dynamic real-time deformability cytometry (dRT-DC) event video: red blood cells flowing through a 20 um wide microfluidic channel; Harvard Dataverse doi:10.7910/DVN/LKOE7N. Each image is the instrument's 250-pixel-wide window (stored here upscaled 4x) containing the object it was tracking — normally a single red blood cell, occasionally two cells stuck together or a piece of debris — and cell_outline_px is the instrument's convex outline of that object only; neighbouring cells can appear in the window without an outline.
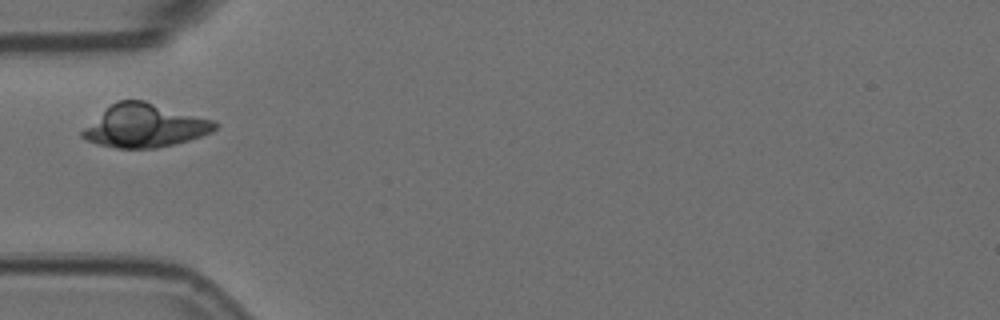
{"species": "Egyptian fruit bat (a non-hibernating species)", "species_latin": "Rousettus aegyptiacus", "temperature_condition": "room temperature", "stored_images_in_passage": 39, "camera_frame_rate_fps": 3000, "um_per_image_px": 0.085, "animal": {"sex": "female"}, "frame": {"image": 1, "passage_image": 1, "time_ms": 0.0, "image_size_px": [1000, 320], "cell_outline_px": [[220, 124], [212, 132], [188, 140], [156, 148], [116, 148], [96, 144], [80, 136], [80, 132], [84, 128], [116, 100], [144, 100], [212, 120]], "centroid_in_image_um": [12.3, 10.69], "position_along_channel_um": 72.7, "area_um2": 32.89}}
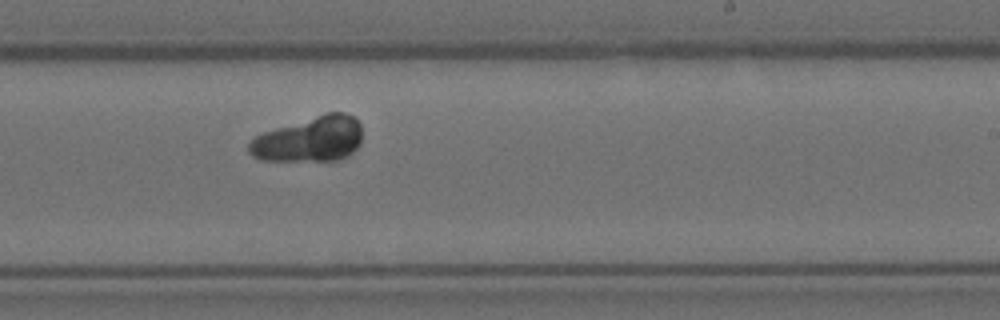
{"frame": {"image": 2, "passage_image": 17, "time_ms": 5.333, "image_size_px": [1000, 320], "cell_outline_px": [[360, 144], [348, 156], [336, 160], [260, 160], [252, 156], [248, 152], [248, 140], [264, 132], [324, 112], [344, 112], [352, 116], [360, 124]], "centroid_in_image_um": [26.28, 11.83], "position_along_channel_um": 262.7, "area_um2": 29.82}}
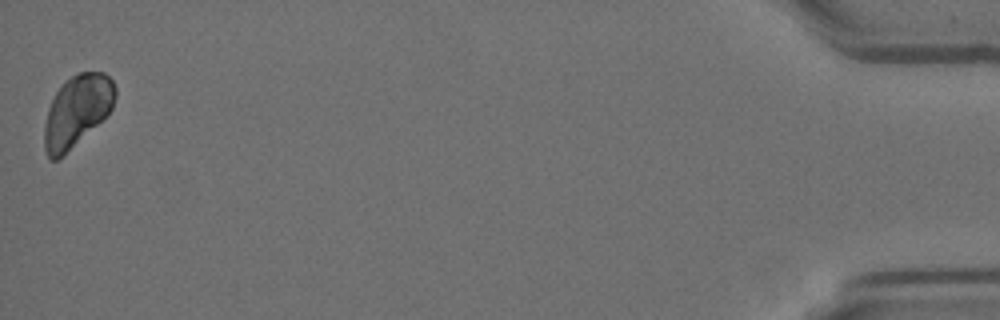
{"frame": {"image": 3, "passage_image": 39, "time_ms": 12.667, "image_size_px": [1000, 320], "cell_outline_px": [[116, 96], [112, 108], [96, 124], [56, 160], [52, 160], [48, 156], [44, 148], [44, 124], [48, 108], [56, 92], [64, 80], [76, 72], [104, 72], [112, 80], [116, 88]], "centroid_in_image_um": [6.52, 9.36], "position_along_channel_um": 428.7, "area_um2": 28.9}}